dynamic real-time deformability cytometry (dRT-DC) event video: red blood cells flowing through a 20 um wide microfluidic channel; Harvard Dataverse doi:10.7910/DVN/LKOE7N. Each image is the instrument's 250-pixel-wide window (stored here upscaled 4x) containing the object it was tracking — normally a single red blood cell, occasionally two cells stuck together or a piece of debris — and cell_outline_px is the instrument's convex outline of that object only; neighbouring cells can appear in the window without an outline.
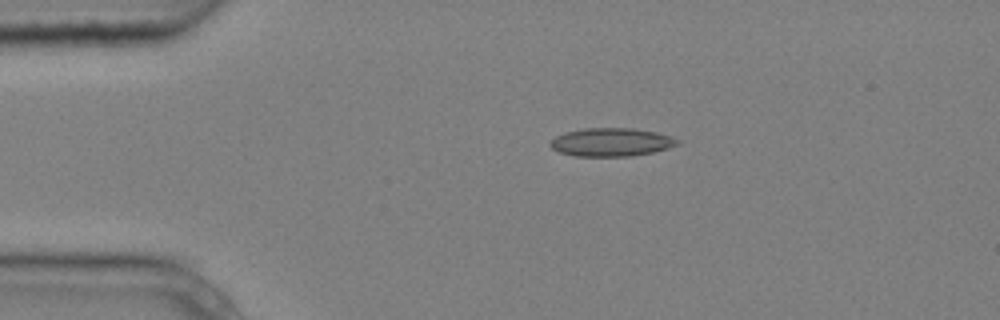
{"species": "common noctule bat (a hibernating species)", "species_latin": "Nyctalus noctula", "temperature_condition": "cold", "stored_images_in_passage": 3, "camera_frame_rate_fps": 3000, "um_per_image_px": 0.085, "animal": {"sex": "male", "body_mass_g": 20.4}, "frame": {"image": 1, "passage_image": 1, "time_ms": 0.0, "image_size_px": [1000, 320], "cell_outline_px": [[680, 144], [668, 148], [652, 152], [632, 156], [572, 156], [560, 152], [552, 148], [548, 144], [556, 136], [564, 132], [584, 128], [632, 128], [656, 132], [672, 136], [680, 140]], "centroid_in_image_um": [51.97, 12.08], "position_along_channel_um": 33.0, "area_um2": 21.1}}
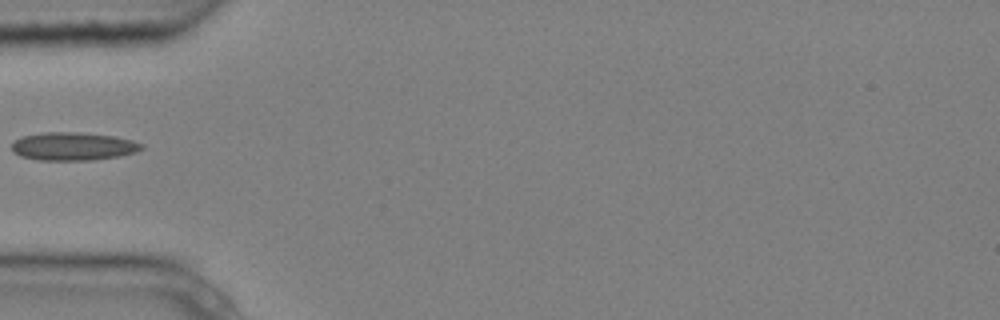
{"frame": {"image": 2, "passage_image": 3, "time_ms": 0.667, "image_size_px": [1000, 320], "cell_outline_px": [[144, 148], [136, 152], [120, 156], [88, 160], [40, 160], [20, 156], [12, 152], [12, 144], [16, 140], [24, 136], [40, 132], [80, 132], [116, 136], [132, 140], [144, 144]], "centroid_in_image_um": [6.24, 12.43], "position_along_channel_um": 78.8, "area_um2": 21.39}}